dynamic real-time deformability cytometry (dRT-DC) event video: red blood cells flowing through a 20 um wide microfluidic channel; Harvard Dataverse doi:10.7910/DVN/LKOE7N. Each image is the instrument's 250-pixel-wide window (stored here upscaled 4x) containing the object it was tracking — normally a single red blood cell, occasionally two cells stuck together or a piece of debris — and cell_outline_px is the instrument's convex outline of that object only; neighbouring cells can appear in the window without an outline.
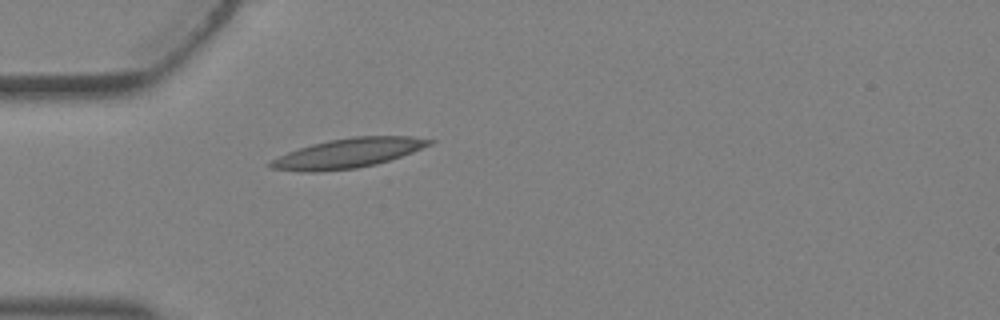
{"species": "Egyptian fruit bat (a non-hibernating species)", "species_latin": "Rousettus aegyptiacus", "temperature_condition": "warm", "stored_images_in_passage": 1, "camera_frame_rate_fps": 3000, "um_per_image_px": 0.085, "animal": {"sex": "female"}, "frame": {"image": 1, "passage_image": 1, "time_ms": 0.0, "image_size_px": [1000, 320], "cell_outline_px": [[436, 140], [432, 144], [412, 152], [376, 164], [356, 168], [316, 172], [308, 172], [272, 168], [268, 164], [272, 160], [288, 152], [312, 144], [328, 140], [352, 136], [412, 136]], "centroid_in_image_um": [29.63, 13.01], "position_along_channel_um": 55.4, "area_um2": 27.05}}